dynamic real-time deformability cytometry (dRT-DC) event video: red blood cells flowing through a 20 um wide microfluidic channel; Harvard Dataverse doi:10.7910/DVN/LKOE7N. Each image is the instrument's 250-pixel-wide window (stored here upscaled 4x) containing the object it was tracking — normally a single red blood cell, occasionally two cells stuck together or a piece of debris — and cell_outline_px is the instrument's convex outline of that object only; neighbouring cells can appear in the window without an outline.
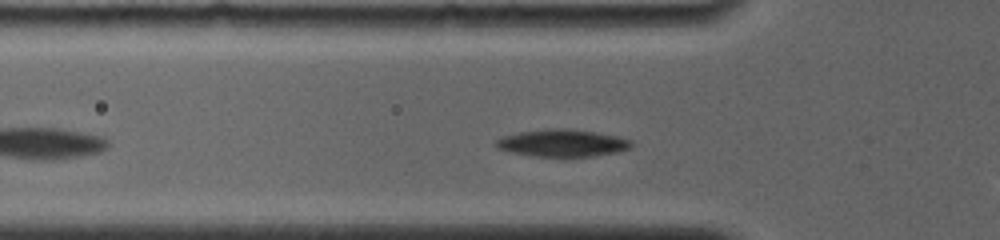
{"species": "common noctule bat (a hibernating species)", "species_latin": "Nyctalus noctula", "temperature_condition": "room temperature", "stored_images_in_passage": 43, "camera_frame_rate_fps": 4000, "um_per_image_px": 0.085, "animal": {"sex": "female", "body_mass_g": 19.0, "forearm_length_mm": 56.7}, "frame": {"image": 1, "passage_image": 11, "time_ms": 2.5, "image_size_px": [1000, 240], "cell_outline_px": [[632, 144], [628, 148], [616, 152], [596, 156], [532, 156], [512, 152], [496, 148], [492, 144], [500, 136], [520, 132], [544, 128], [568, 128], [596, 132], [616, 136], [632, 140]], "centroid_in_image_um": [47.73, 12.14], "position_along_channel_um": 78.1, "area_um2": 21.62}}
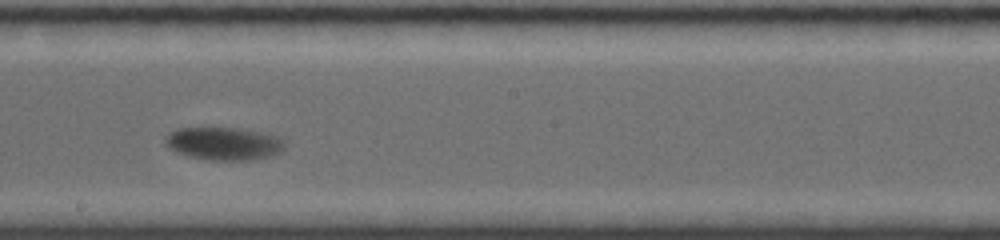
{"frame": {"image": 2, "passage_image": 28, "time_ms": 6.75, "image_size_px": [1000, 240], "cell_outline_px": [[284, 148], [280, 152], [268, 156], [252, 160], [208, 160], [192, 156], [168, 148], [164, 140], [168, 132], [176, 128], [240, 128], [260, 132], [276, 136], [284, 144]], "centroid_in_image_um": [18.99, 12.19], "position_along_channel_um": 229.2, "area_um2": 22.6}}
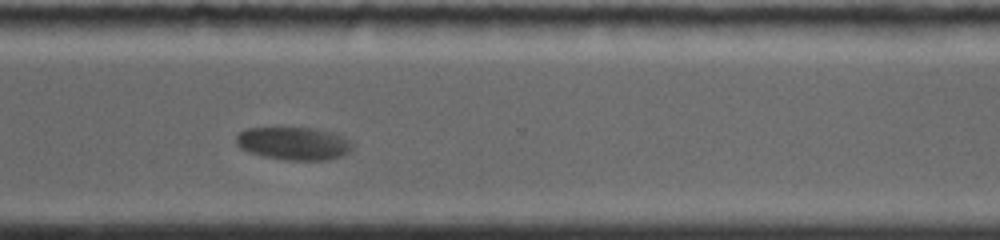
{"frame": {"image": 3, "passage_image": 41, "time_ms": 10.0, "image_size_px": [1000, 240], "cell_outline_px": [[352, 152], [344, 156], [328, 160], [288, 160], [264, 156], [248, 152], [240, 148], [236, 144], [236, 136], [240, 132], [248, 128], [312, 128], [332, 132], [344, 136], [352, 140]], "centroid_in_image_um": [25.02, 12.2], "position_along_channel_um": 345.6, "area_um2": 22.54}}